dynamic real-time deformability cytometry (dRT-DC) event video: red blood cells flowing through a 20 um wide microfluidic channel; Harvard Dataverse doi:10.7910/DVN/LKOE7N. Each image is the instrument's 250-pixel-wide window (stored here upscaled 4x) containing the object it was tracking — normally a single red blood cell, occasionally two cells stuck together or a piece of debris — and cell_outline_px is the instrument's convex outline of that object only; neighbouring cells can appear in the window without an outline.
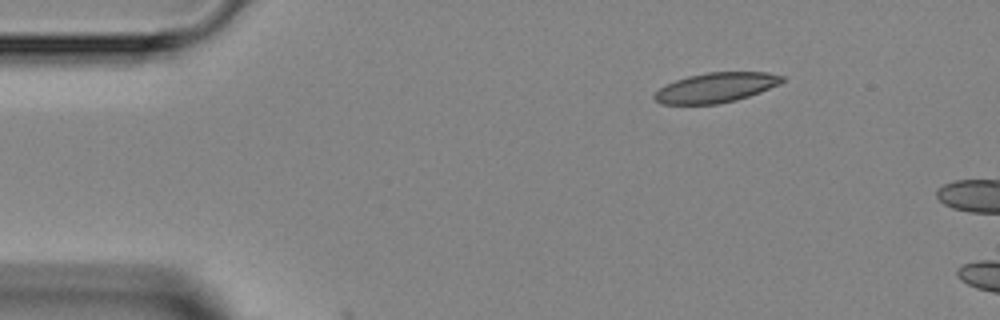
{"species": "Egyptian fruit bat (a non-hibernating species)", "species_latin": "Rousettus aegyptiacus", "temperature_condition": "room temperature", "stored_images_in_passage": 3, "camera_frame_rate_fps": 3000, "um_per_image_px": 0.085, "animal": {"sex": "female"}, "frame": {"image": 1, "passage_image": 1, "time_ms": 0.0, "image_size_px": [1000, 320], "cell_outline_px": [[784, 80], [780, 84], [760, 92], [736, 100], [716, 104], [660, 104], [652, 96], [660, 88], [676, 80], [688, 76], [708, 72], [768, 72], [784, 76]], "centroid_in_image_um": [60.87, 7.44], "position_along_channel_um": 24.1, "area_um2": 22.08}}
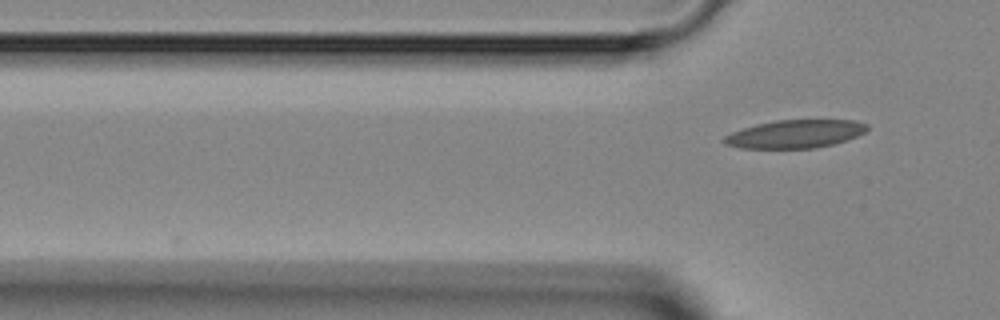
{"frame": {"image": 2, "passage_image": 3, "time_ms": 2.333, "image_size_px": [1000, 320], "cell_outline_px": [[868, 128], [864, 132], [856, 136], [832, 144], [816, 148], [740, 148], [724, 144], [720, 140], [724, 136], [732, 132], [756, 124], [776, 120], [856, 120], [868, 124]], "centroid_in_image_um": [67.55, 11.38], "position_along_channel_um": 58.2, "area_um2": 23.41}}